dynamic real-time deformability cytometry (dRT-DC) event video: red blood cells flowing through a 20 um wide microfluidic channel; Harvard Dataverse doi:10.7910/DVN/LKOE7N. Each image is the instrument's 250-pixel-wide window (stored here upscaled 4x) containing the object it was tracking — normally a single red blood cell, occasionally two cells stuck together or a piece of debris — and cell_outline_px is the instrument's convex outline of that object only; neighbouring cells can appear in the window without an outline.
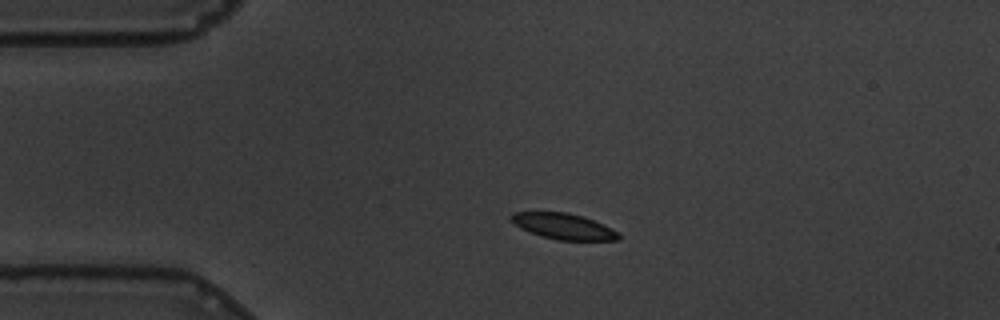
{"species": "common noctule bat (a hibernating species)", "species_latin": "Nyctalus noctula", "temperature_condition": "warm", "stored_images_in_passage": 47, "camera_frame_rate_fps": 3000, "um_per_image_px": 0.085, "animal": {"sex": "male", "body_mass_g": 19.5, "forearm_length_mm": 54.6}, "frame": {"image": 1, "passage_image": 1, "time_ms": 0.0, "image_size_px": [1000, 320], "cell_outline_px": [[620, 240], [556, 240], [540, 236], [520, 228], [508, 220], [508, 216], [512, 212], [568, 212], [584, 216], [616, 232], [620, 236]], "centroid_in_image_um": [47.79, 19.23], "position_along_channel_um": 37.2, "area_um2": 16.18}}
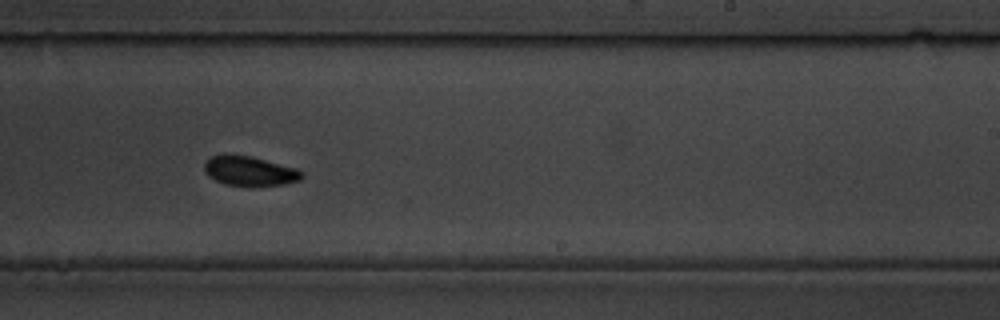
{"frame": {"image": 2, "passage_image": 24, "time_ms": 7.667, "image_size_px": [1000, 320], "cell_outline_px": [[304, 176], [300, 180], [284, 184], [252, 188], [248, 188], [224, 184], [208, 176], [204, 172], [204, 164], [212, 156], [224, 152], [232, 152], [252, 156], [296, 168], [304, 172]], "centroid_in_image_um": [21.2, 14.54], "position_along_channel_um": 267.8, "area_um2": 17.74}}
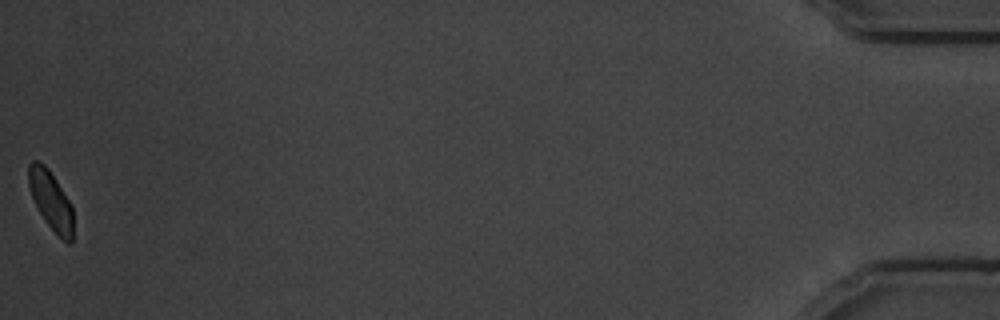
{"frame": {"image": 3, "passage_image": 47, "time_ms": 15.333, "image_size_px": [1000, 320], "cell_outline_px": [[72, 244], [68, 244], [44, 220], [32, 196], [28, 184], [28, 164], [32, 160], [40, 160], [48, 168], [68, 200], [72, 208]], "centroid_in_image_um": [4.3, 16.99], "position_along_channel_um": 430.9, "area_um2": 14.91}, "authors_computed_cell_mechanics": {"area_um2": 16.7042, "velocity_mm_per_s": 3.4174, "shape_relaxation_time_tau1_ms": 3.7734, "shape_relaxation_time_tau2_ms": 10.2701, "deformation_change_tau1": 0.1332, "deformation_change_tau2": 0.1071}}